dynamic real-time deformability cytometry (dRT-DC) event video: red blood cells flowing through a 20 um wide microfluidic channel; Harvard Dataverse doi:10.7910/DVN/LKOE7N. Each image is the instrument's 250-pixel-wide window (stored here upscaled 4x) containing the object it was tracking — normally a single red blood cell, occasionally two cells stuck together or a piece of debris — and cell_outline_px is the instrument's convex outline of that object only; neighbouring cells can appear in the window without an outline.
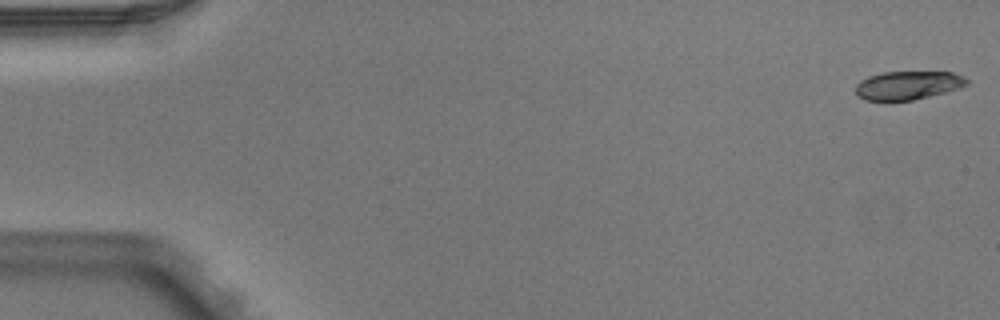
{"species": "Egyptian fruit bat (a non-hibernating species)", "species_latin": "Rousettus aegyptiacus", "temperature_condition": "warm", "stored_images_in_passage": 6, "camera_frame_rate_fps": 3000, "um_per_image_px": 0.085, "animal": {"sex": "male"}, "frame": {"image": 1, "passage_image": 1, "time_ms": 0.0, "image_size_px": [1000, 320], "cell_outline_px": [[968, 84], [944, 92], [912, 100], [864, 100], [856, 92], [856, 84], [860, 80], [868, 76], [884, 72], [952, 72], [964, 76], [968, 80]], "centroid_in_image_um": [77.16, 7.24], "position_along_channel_um": 7.8, "area_um2": 18.21}}
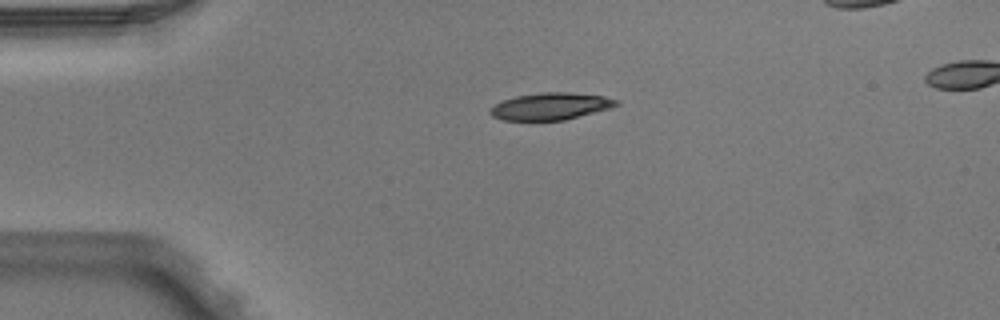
{"frame": {"image": 2, "passage_image": 4, "time_ms": 1.0, "image_size_px": [1000, 320], "cell_outline_px": [[620, 104], [612, 108], [564, 120], [504, 120], [492, 116], [488, 112], [496, 104], [504, 100], [516, 96], [540, 92], [568, 92], [604, 96], [620, 100]], "centroid_in_image_um": [46.86, 9.03], "position_along_channel_um": 38.1, "area_um2": 19.88}}